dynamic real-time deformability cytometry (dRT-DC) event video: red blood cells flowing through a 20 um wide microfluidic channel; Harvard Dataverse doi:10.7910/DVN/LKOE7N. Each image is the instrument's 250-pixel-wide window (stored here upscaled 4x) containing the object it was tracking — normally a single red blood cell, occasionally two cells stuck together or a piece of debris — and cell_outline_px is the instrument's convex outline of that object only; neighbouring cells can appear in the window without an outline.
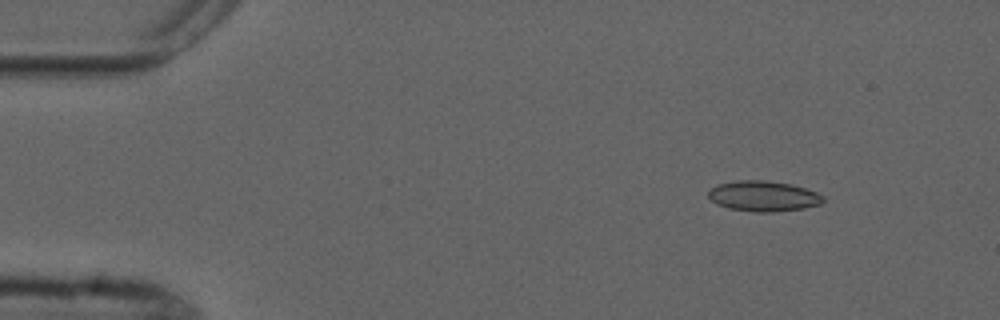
{"species": "common noctule bat (a hibernating species)", "species_latin": "Nyctalus noctula", "temperature_condition": "cold", "stored_images_in_passage": 7, "camera_frame_rate_fps": 3000, "um_per_image_px": 0.085, "animal": {"sex": "male", "forearm_length_mm": 52.5}, "frame": {"image": 1, "passage_image": 1, "time_ms": 0.0, "image_size_px": [1000, 320], "cell_outline_px": [[824, 200], [820, 204], [804, 208], [772, 212], [756, 212], [728, 208], [716, 204], [708, 196], [708, 188], [716, 184], [736, 180], [764, 180], [792, 184], [816, 192], [824, 196]], "centroid_in_image_um": [64.85, 16.66], "position_along_channel_um": 20.2, "area_um2": 20.52}}
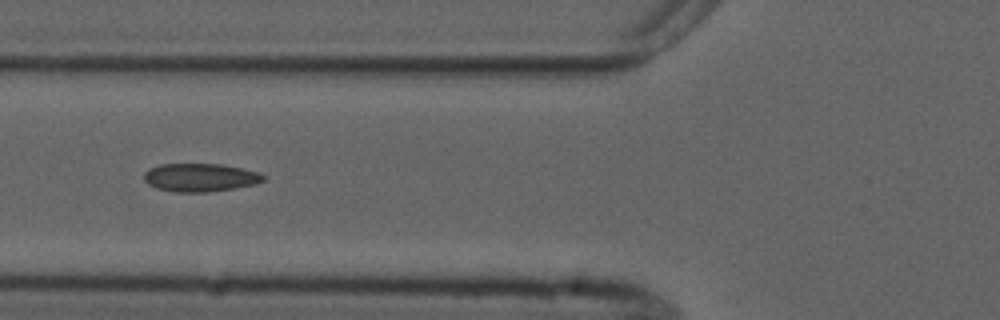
{"frame": {"image": 2, "passage_image": 5, "time_ms": 4.667, "image_size_px": [1000, 320], "cell_outline_px": [[264, 180], [256, 184], [236, 188], [208, 192], [176, 192], [156, 188], [148, 184], [144, 180], [144, 172], [148, 168], [160, 164], [220, 164], [260, 172], [264, 176]], "centroid_in_image_um": [17.0, 15.09], "position_along_channel_um": 108.8, "area_um2": 19.71}}
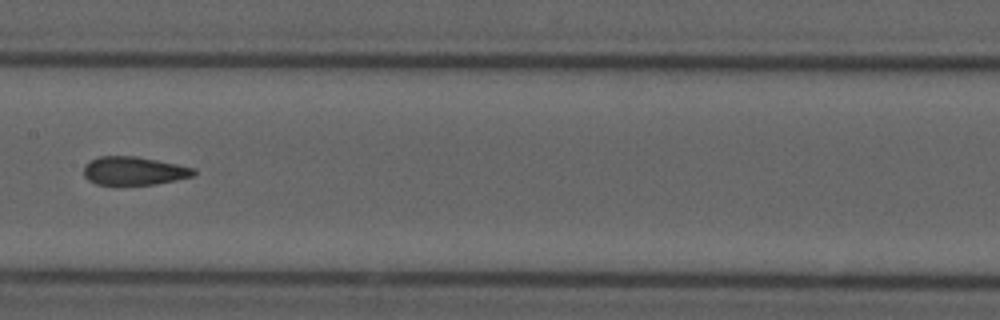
{"frame": {"image": 3, "passage_image": 7, "time_ms": 7.0, "image_size_px": [1000, 320], "cell_outline_px": [[196, 172], [192, 176], [176, 180], [156, 184], [116, 188], [96, 184], [88, 180], [84, 176], [84, 164], [100, 156], [136, 156], [196, 168]], "centroid_in_image_um": [11.34, 14.57], "position_along_channel_um": 196.1, "area_um2": 18.9}}